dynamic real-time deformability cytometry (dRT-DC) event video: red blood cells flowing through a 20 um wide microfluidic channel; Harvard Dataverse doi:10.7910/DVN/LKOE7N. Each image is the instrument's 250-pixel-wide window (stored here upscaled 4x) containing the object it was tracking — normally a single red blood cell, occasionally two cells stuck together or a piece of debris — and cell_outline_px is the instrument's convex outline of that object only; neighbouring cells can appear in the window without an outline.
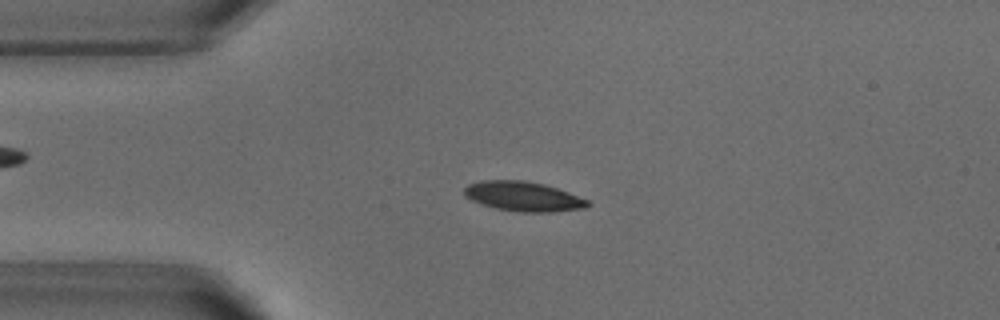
{"species": "common noctule bat (a hibernating species)", "species_latin": "Nyctalus noctula", "temperature_condition": "warm", "stored_images_in_passage": 51, "camera_frame_rate_fps": 3000, "um_per_image_px": 0.085, "animal": {"sex": "male", "body_mass_g": 18.8}, "frame": {"image": 1, "passage_image": 11, "time_ms": 3.333, "image_size_px": [1000, 320], "cell_outline_px": [[592, 204], [584, 208], [552, 212], [520, 212], [496, 208], [472, 200], [464, 196], [464, 188], [468, 184], [480, 180], [524, 180], [544, 184], [568, 192], [588, 200]], "centroid_in_image_um": [44.47, 16.69], "position_along_channel_um": 40.5, "area_um2": 21.27}}
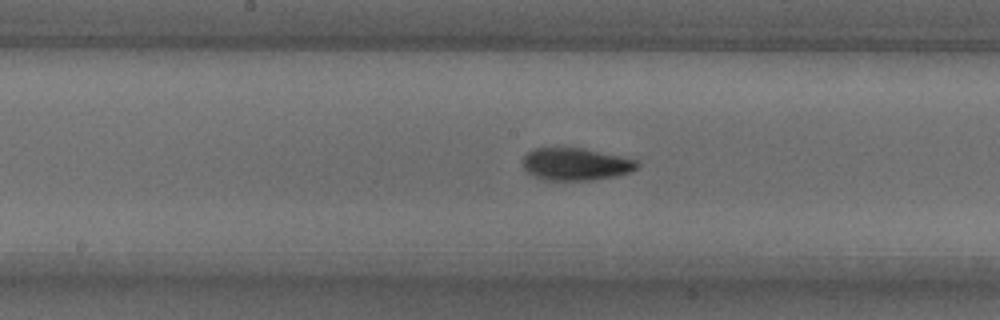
{"frame": {"image": 2, "passage_image": 25, "time_ms": 8.0, "image_size_px": [1000, 320], "cell_outline_px": [[640, 164], [636, 168], [628, 172], [616, 176], [592, 180], [544, 180], [528, 172], [524, 168], [524, 156], [532, 148], [584, 148], [620, 156], [636, 160]], "centroid_in_image_um": [48.94, 13.95], "position_along_channel_um": 199.3, "area_um2": 21.39}}
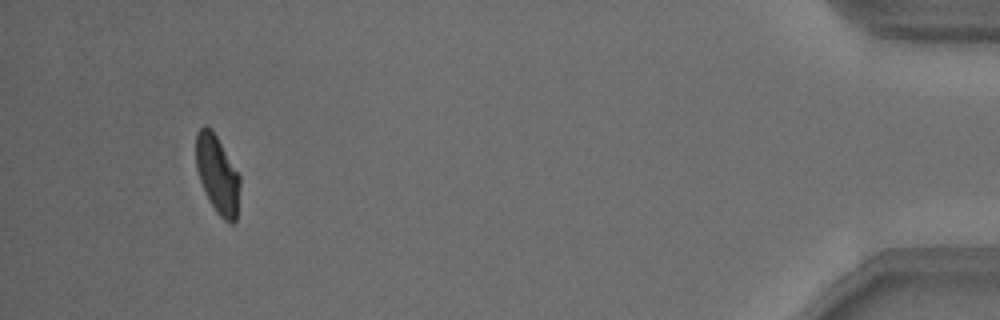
{"frame": {"image": 3, "passage_image": 48, "time_ms": 15.667, "image_size_px": [1000, 320], "cell_outline_px": [[240, 184], [236, 220], [232, 224], [228, 224], [216, 212], [208, 200], [200, 180], [196, 168], [196, 132], [204, 124], [212, 128], [240, 176]], "centroid_in_image_um": [18.47, 14.83], "position_along_channel_um": 416.7, "area_um2": 20.11}, "authors_computed_cell_mechanics": {"area_um2": 20.9814, "velocity_mm_per_s": 3.8142, "shape_relaxation_time_tau1_ms": 4.3412, "shape_relaxation_time_tau2_ms": 1.5407, "deformation_change_tau1": 0.1617, "deformation_change_tau2": 0.0543}}